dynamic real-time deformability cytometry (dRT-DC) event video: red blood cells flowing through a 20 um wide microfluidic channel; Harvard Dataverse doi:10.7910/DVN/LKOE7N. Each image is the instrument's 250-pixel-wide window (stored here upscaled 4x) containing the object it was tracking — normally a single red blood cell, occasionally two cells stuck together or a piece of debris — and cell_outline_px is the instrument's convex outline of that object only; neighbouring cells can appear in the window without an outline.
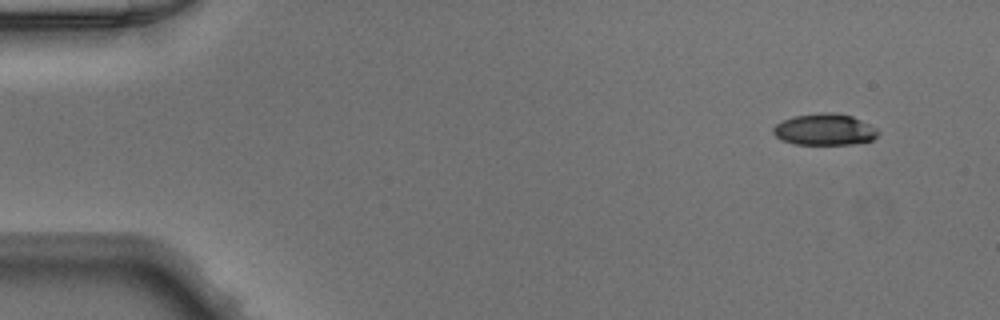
{"species": "Egyptian fruit bat (a non-hibernating species)", "species_latin": "Rousettus aegyptiacus", "temperature_condition": "warm", "stored_images_in_passage": 47, "camera_frame_rate_fps": 3000, "um_per_image_px": 0.085, "animal": {"sex": "male"}, "frame": {"image": 1, "passage_image": 2, "time_ms": 0.333, "image_size_px": [1000, 320], "cell_outline_px": [[880, 132], [872, 140], [852, 144], [796, 144], [780, 140], [772, 132], [772, 128], [776, 124], [784, 120], [796, 116], [820, 112], [832, 112], [852, 116], [876, 128]], "centroid_in_image_um": [70.08, 11.01], "position_along_channel_um": 14.9, "area_um2": 19.13}}
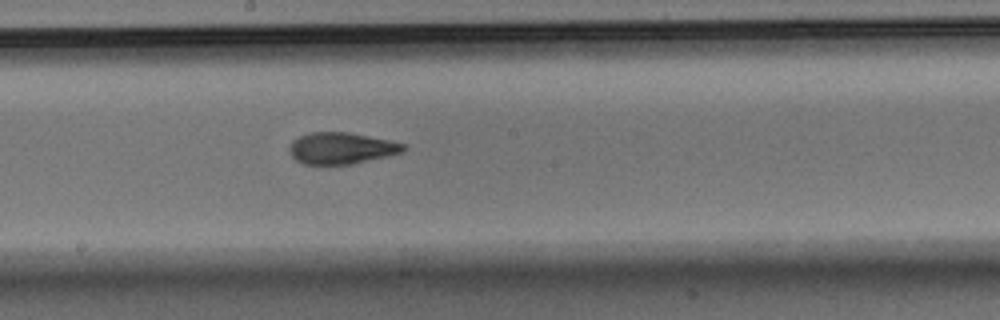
{"frame": {"image": 2, "passage_image": 25, "time_ms": 8.0, "image_size_px": [1000, 320], "cell_outline_px": [[404, 152], [388, 156], [352, 164], [304, 164], [296, 160], [292, 156], [288, 148], [292, 140], [300, 136], [312, 132], [348, 132], [388, 140], [404, 144]], "centroid_in_image_um": [28.99, 12.6], "position_along_channel_um": 219.2, "area_um2": 20.81}}
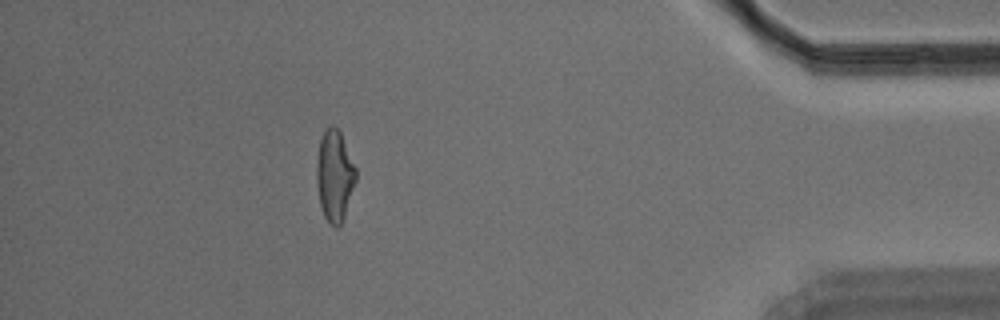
{"frame": {"image": 3, "passage_image": 42, "time_ms": 13.667, "image_size_px": [1000, 320], "cell_outline_px": [[356, 180], [344, 216], [340, 224], [336, 228], [324, 216], [320, 204], [316, 180], [316, 164], [320, 140], [324, 132], [332, 124], [340, 132], [356, 168]], "centroid_in_image_um": [28.43, 14.93], "position_along_channel_um": 406.8, "area_um2": 20.46}}